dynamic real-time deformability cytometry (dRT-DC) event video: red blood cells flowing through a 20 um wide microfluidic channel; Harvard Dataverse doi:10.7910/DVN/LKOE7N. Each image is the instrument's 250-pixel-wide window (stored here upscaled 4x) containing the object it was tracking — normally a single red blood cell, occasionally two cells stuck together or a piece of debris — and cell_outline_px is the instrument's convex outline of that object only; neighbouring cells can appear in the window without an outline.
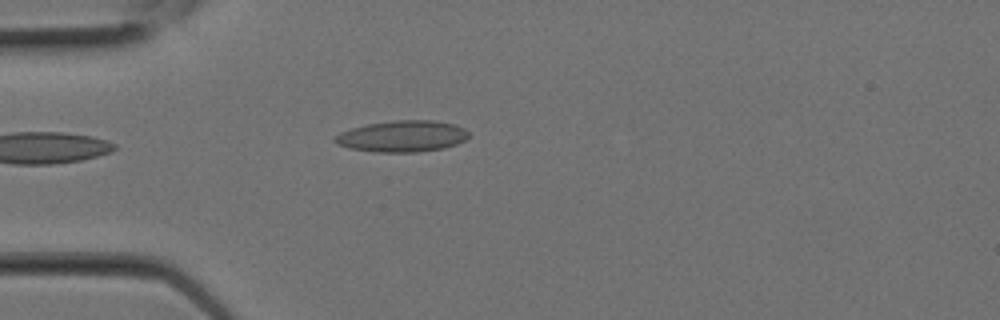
{"species": "Egyptian fruit bat (a non-hibernating species)", "species_latin": "Rousettus aegyptiacus", "temperature_condition": "room temperature", "stored_images_in_passage": 2, "camera_frame_rate_fps": 3000, "um_per_image_px": 0.085, "animal": {"sex": "female"}, "frame": {"image": 1, "passage_image": 2, "time_ms": 0.333, "image_size_px": [1000, 320], "cell_outline_px": [[468, 136], [464, 140], [456, 144], [444, 148], [416, 152], [372, 152], [348, 148], [332, 140], [340, 132], [352, 128], [368, 124], [392, 120], [432, 120], [452, 124], [464, 128], [468, 132]], "centroid_in_image_um": [34.18, 11.58], "position_along_channel_um": 50.8, "area_um2": 24.33}}